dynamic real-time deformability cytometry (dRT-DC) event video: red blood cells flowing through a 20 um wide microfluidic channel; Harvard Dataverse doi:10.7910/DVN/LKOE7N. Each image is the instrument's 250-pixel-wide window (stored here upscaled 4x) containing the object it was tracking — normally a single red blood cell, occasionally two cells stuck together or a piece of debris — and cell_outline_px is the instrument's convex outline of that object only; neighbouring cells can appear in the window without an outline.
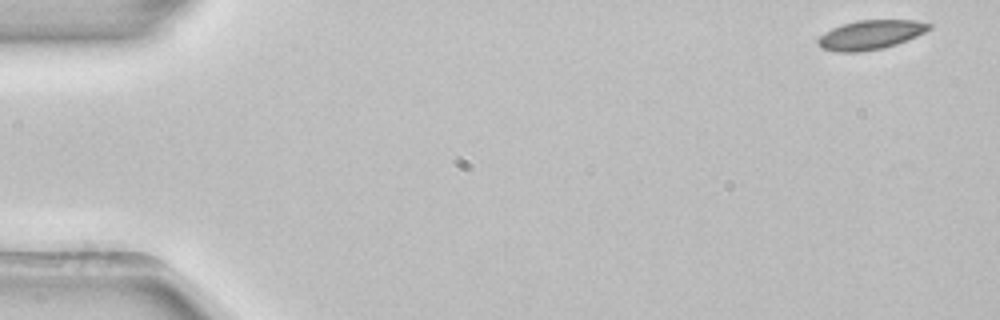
{"species": "common noctule bat (a hibernating species)", "species_latin": "Nyctalus noctula", "temperature_condition": "room temperature", "stored_images_in_passage": 52, "camera_frame_rate_fps": 3000, "um_per_image_px": 0.085, "animal": {"sex": "female", "body_mass_g": 22.7, "forearm_length_mm": 54.2}, "frame": {"image": 1, "passage_image": 1, "time_ms": 0.0, "image_size_px": [1000, 320], "cell_outline_px": [[932, 28], [908, 40], [884, 48], [860, 52], [836, 52], [820, 48], [816, 44], [816, 40], [824, 32], [832, 28], [856, 20], [916, 20], [932, 24]], "centroid_in_image_um": [73.97, 2.96], "position_along_channel_um": 11.0, "area_um2": 19.13}}
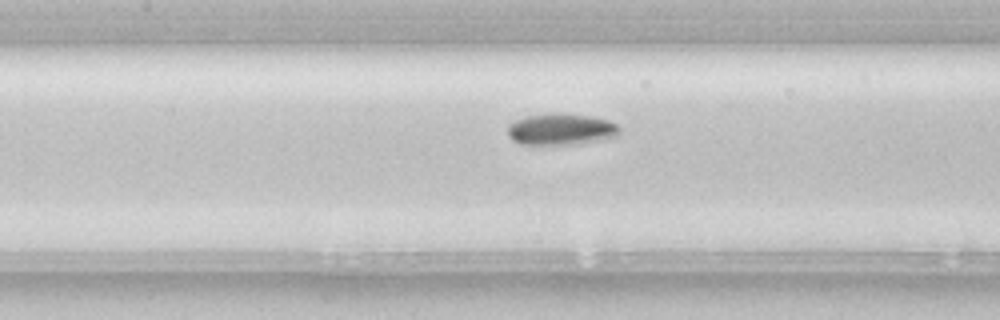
{"frame": {"image": 2, "passage_image": 23, "time_ms": 7.333, "image_size_px": [1000, 320], "cell_outline_px": [[620, 132], [616, 136], [596, 140], [568, 144], [520, 144], [512, 140], [508, 136], [508, 124], [516, 120], [528, 116], [592, 116], [608, 120], [616, 124], [620, 128]], "centroid_in_image_um": [47.67, 11.03], "position_along_channel_um": 159.7, "area_um2": 19.42}}
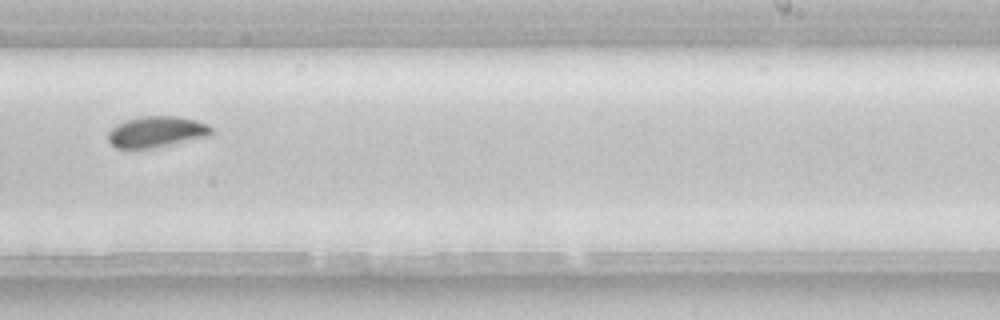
{"frame": {"image": 3, "passage_image": 32, "time_ms": 10.333, "image_size_px": [1000, 320], "cell_outline_px": [[212, 132], [208, 136], [148, 148], [116, 148], [108, 140], [108, 132], [116, 124], [124, 120], [140, 116], [176, 116], [196, 120], [208, 124], [212, 128]], "centroid_in_image_um": [13.27, 11.18], "position_along_channel_um": 275.7, "area_um2": 18.44}, "authors_computed_cell_mechanics": {"area_um2": 19.1607, "velocity_mm_per_s": 3.881, "shape_relaxation_time_tau1_ms": 6.0839, "shape_relaxation_time_tau2_ms": null, "deformation_change_tau1": 0.1109, "deformation_change_tau2": null}}